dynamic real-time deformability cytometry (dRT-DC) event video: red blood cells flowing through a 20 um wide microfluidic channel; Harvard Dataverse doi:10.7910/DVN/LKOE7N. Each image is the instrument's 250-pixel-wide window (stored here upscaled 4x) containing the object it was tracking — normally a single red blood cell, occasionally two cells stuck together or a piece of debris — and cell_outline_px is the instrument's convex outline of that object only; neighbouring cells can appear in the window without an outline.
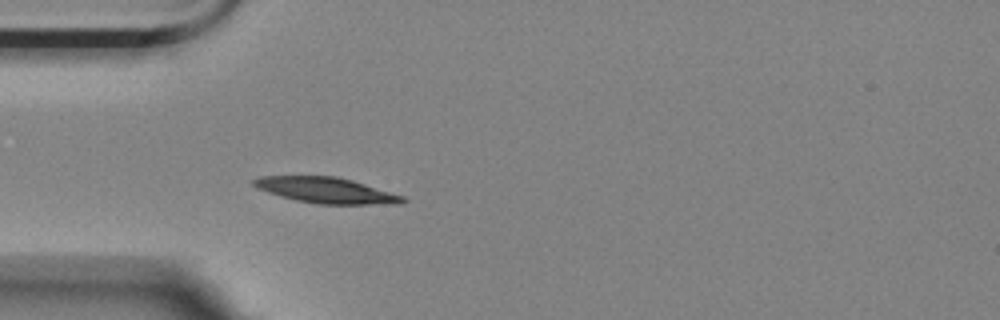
{"species": "Egyptian fruit bat (a non-hibernating species)", "species_latin": "Rousettus aegyptiacus", "temperature_condition": "room temperature", "stored_images_in_passage": 6, "camera_frame_rate_fps": 3000, "um_per_image_px": 0.085, "animal": {"sex": "female"}, "frame": {"image": 1, "passage_image": 1, "time_ms": 0.0, "image_size_px": [1000, 320], "cell_outline_px": [[408, 200], [400, 204], [316, 204], [296, 200], [280, 196], [256, 188], [252, 184], [252, 180], [260, 176], [336, 176], [352, 180], [404, 196]], "centroid_in_image_um": [27.72, 16.18], "position_along_channel_um": 57.3, "area_um2": 22.37}}
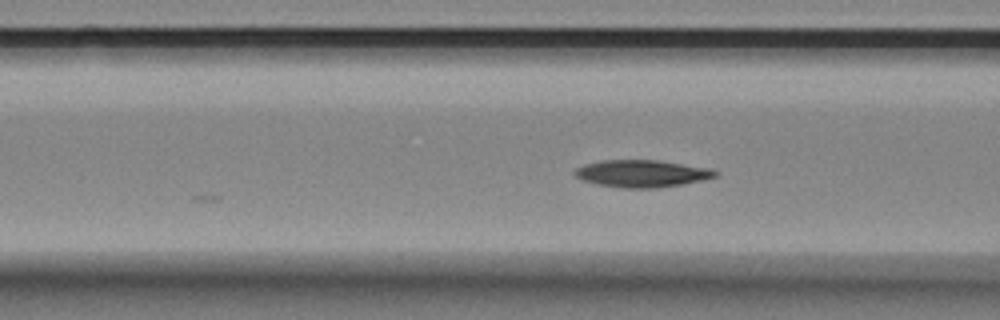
{"frame": {"image": 2, "passage_image": 6, "time_ms": 1.667, "image_size_px": [1000, 320], "cell_outline_px": [[716, 176], [684, 184], [656, 188], [624, 188], [596, 184], [580, 180], [572, 172], [576, 168], [584, 164], [600, 160], [656, 160], [708, 168], [716, 172]], "centroid_in_image_um": [54.46, 14.75], "position_along_channel_um": 112.1, "area_um2": 22.14}}